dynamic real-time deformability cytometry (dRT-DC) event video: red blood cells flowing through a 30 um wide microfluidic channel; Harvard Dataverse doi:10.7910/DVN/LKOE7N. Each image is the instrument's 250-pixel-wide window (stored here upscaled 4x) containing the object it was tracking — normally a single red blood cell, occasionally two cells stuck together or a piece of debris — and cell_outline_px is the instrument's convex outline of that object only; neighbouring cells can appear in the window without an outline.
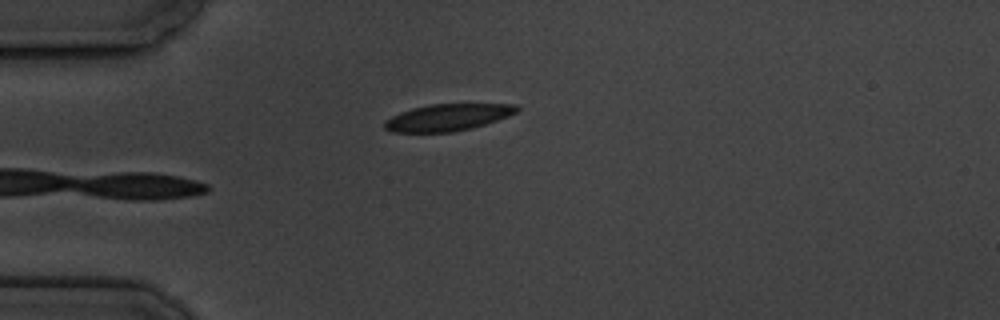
{"species": "common noctule bat (a hibernating species)", "species_latin": "Nyctalus noctula", "temperature_condition": "cold", "stored_images_in_passage": 15, "camera_frame_rate_fps": 3000, "um_per_image_px": 0.085, "animal": {"sex": "male", "body_mass_g": 19.5, "forearm_length_mm": 54.6}, "frame": {"image": 1, "passage_image": 4, "time_ms": 4.333, "image_size_px": [1000, 320], "cell_outline_px": [[520, 108], [516, 112], [508, 116], [472, 128], [452, 132], [392, 132], [384, 128], [384, 120], [400, 112], [412, 108], [432, 104], [516, 104]], "centroid_in_image_um": [38.03, 9.98], "position_along_channel_um": 47.0, "area_um2": 20.58}}
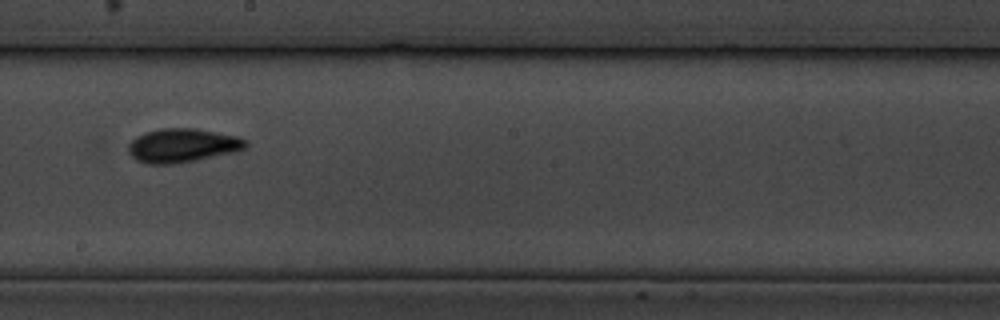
{"frame": {"image": 2, "passage_image": 9, "time_ms": 10.333, "image_size_px": [1000, 320], "cell_outline_px": [[248, 148], [236, 152], [176, 164], [148, 164], [136, 160], [128, 152], [128, 144], [136, 136], [144, 132], [160, 128], [196, 128], [240, 136], [248, 140]], "centroid_in_image_um": [15.55, 12.36], "position_along_channel_um": 232.6, "area_um2": 23.64}}
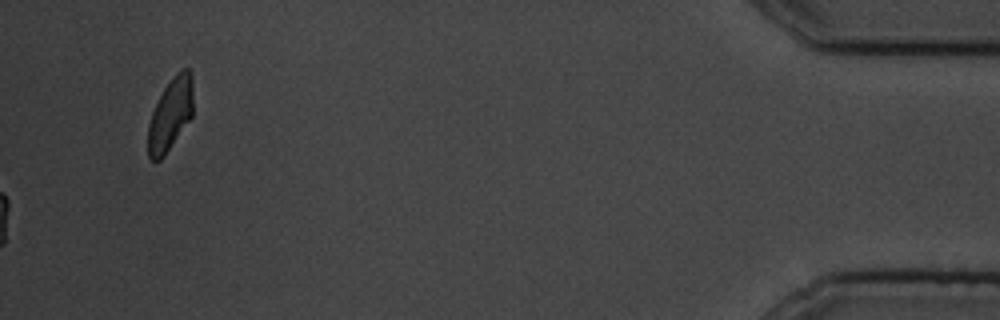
{"frame": {"image": 3, "passage_image": 15, "time_ms": 18.0, "image_size_px": [1000, 320], "cell_outline_px": [[192, 116], [164, 156], [160, 160], [152, 160], [148, 156], [148, 124], [152, 112], [164, 88], [176, 72], [180, 68], [188, 68], [192, 76]], "centroid_in_image_um": [14.48, 9.7], "position_along_channel_um": 420.7, "area_um2": 18.84}, "authors_computed_cell_mechanics": {"area_um2": 22.4842, "velocity_mm_per_s": 3.4027, "shape_relaxation_time_tau1_ms": 5.2147, "shape_relaxation_time_tau2_ms": 3.1206, "deformation_change_tau1": 0.1273, "deformation_change_tau2": 0.0705}}